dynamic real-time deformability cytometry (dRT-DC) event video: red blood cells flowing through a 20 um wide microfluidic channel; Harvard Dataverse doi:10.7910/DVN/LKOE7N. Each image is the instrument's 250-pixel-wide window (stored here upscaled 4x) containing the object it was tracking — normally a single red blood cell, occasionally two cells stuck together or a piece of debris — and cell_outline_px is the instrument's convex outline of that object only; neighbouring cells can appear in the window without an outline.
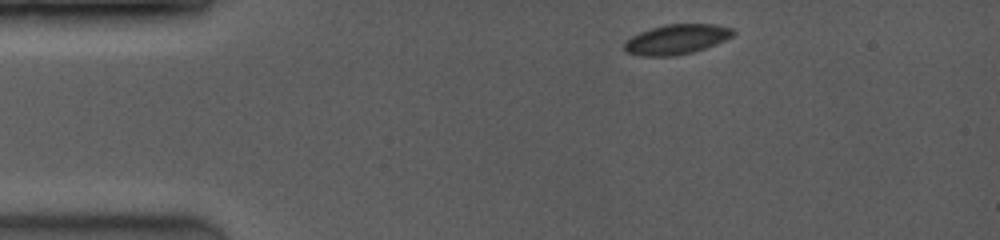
{"species": "common noctule bat (a hibernating species)", "species_latin": "Nyctalus noctula", "temperature_condition": "room temperature", "stored_images_in_passage": 9, "camera_frame_rate_fps": 3500, "um_per_image_px": 0.085, "animal": {"sex": "female", "body_mass_g": 19.0, "forearm_length_mm": 53.3}, "frame": {"image": 1, "passage_image": 1, "time_ms": 0.0, "image_size_px": [1000, 240], "cell_outline_px": [[736, 32], [732, 36], [716, 44], [692, 52], [676, 56], [640, 56], [624, 52], [624, 44], [632, 36], [640, 32], [652, 28], [668, 24], [712, 24], [732, 28]], "centroid_in_image_um": [57.49, 3.35], "position_along_channel_um": 27.5, "area_um2": 18.84}}
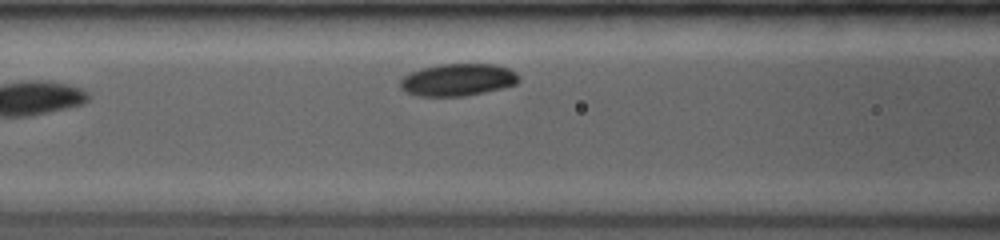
{"frame": {"image": 2, "passage_image": 9, "time_ms": 4.857, "image_size_px": [1000, 240], "cell_outline_px": [[520, 80], [516, 84], [500, 88], [464, 96], [420, 96], [404, 92], [400, 88], [400, 80], [404, 76], [420, 68], [440, 64], [496, 64], [508, 68], [516, 72], [520, 76]], "centroid_in_image_um": [38.91, 6.77], "position_along_channel_um": 127.7, "area_um2": 22.31}}